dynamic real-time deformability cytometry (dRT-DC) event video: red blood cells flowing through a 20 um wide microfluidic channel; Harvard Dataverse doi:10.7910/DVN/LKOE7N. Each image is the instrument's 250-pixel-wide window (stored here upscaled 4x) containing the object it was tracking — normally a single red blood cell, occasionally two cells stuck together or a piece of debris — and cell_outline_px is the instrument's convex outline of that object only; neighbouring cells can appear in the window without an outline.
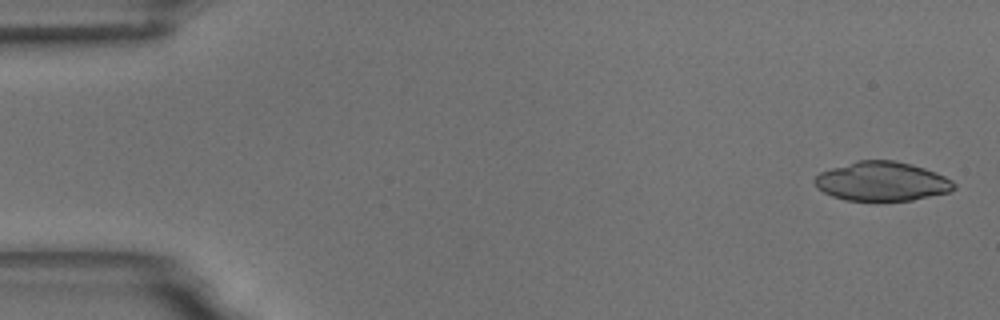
{"species": "common noctule bat (a hibernating species)", "species_latin": "Nyctalus noctula", "temperature_condition": "room temperature", "stored_images_in_passage": 54, "camera_frame_rate_fps": 3000, "um_per_image_px": 0.085, "animal": {"sex": "male", "body_mass_g": 18.8}, "frame": {"image": 1, "passage_image": 2, "time_ms": 0.333, "image_size_px": [1000, 320], "cell_outline_px": [[956, 188], [948, 192], [912, 200], [844, 200], [832, 196], [824, 192], [812, 180], [820, 172], [832, 168], [860, 160], [892, 160], [912, 164], [936, 172], [952, 180], [956, 184]], "centroid_in_image_um": [74.99, 15.41], "position_along_channel_um": 10.0, "area_um2": 31.5}}